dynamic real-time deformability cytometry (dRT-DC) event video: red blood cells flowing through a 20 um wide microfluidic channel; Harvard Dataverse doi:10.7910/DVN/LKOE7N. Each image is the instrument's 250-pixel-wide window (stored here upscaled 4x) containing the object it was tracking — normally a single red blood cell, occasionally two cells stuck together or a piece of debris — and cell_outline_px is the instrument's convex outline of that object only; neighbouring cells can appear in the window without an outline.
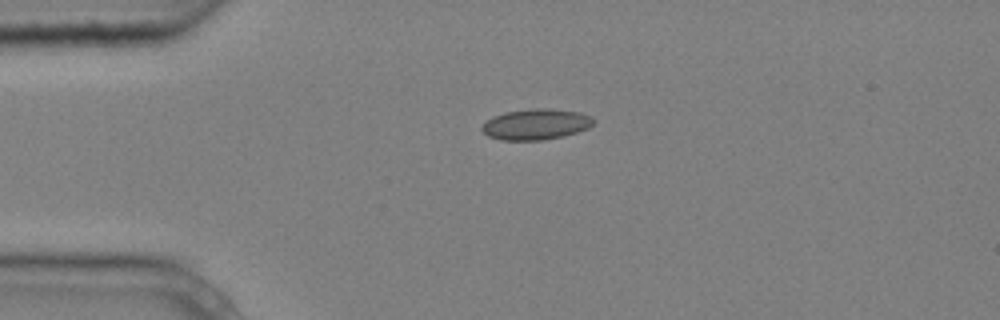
{"species": "common noctule bat (a hibernating species)", "species_latin": "Nyctalus noctula", "temperature_condition": "cold", "stored_images_in_passage": 7, "camera_frame_rate_fps": 3000, "um_per_image_px": 0.085, "animal": {"sex": "male", "body_mass_g": 20.4}, "frame": {"image": 1, "passage_image": 1, "time_ms": 0.0, "image_size_px": [1000, 320], "cell_outline_px": [[592, 124], [588, 128], [564, 136], [544, 140], [500, 140], [488, 136], [480, 128], [492, 116], [504, 112], [532, 108], [548, 108], [580, 112], [592, 116]], "centroid_in_image_um": [45.54, 10.56], "position_along_channel_um": 39.5, "area_um2": 20.06}}
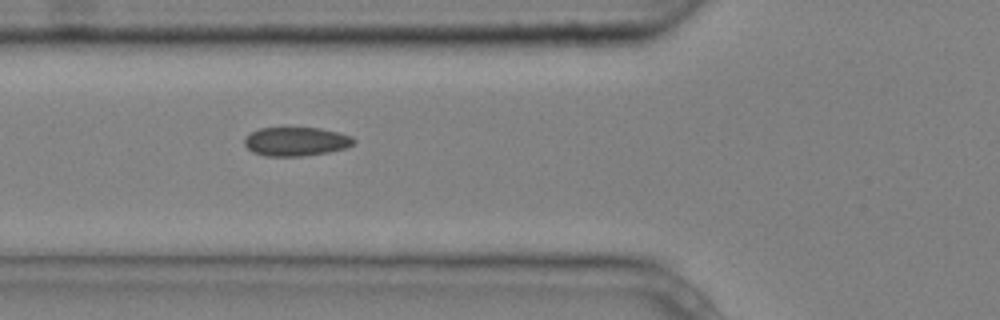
{"frame": {"image": 2, "passage_image": 3, "time_ms": 0.667, "image_size_px": [1000, 320], "cell_outline_px": [[356, 144], [344, 148], [328, 152], [300, 156], [264, 156], [252, 152], [244, 144], [244, 140], [252, 132], [260, 128], [320, 128], [340, 132], [352, 136], [356, 140]], "centroid_in_image_um": [25.2, 12.03], "position_along_channel_um": 100.6, "area_um2": 18.38}}
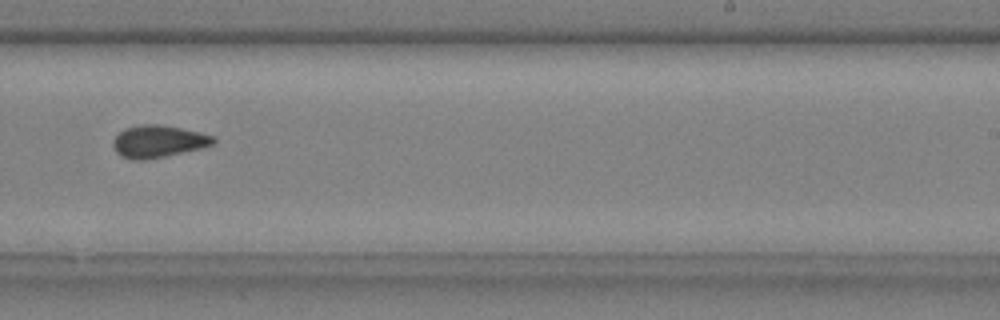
{"frame": {"image": 3, "passage_image": 7, "time_ms": 2.0, "image_size_px": [1000, 320], "cell_outline_px": [[216, 140], [212, 144], [200, 148], [164, 156], [144, 160], [132, 160], [116, 152], [112, 144], [112, 140], [124, 128], [140, 124], [160, 124], [200, 132], [216, 136]], "centroid_in_image_um": [13.44, 12.0], "position_along_channel_um": 275.6, "area_um2": 18.73}}